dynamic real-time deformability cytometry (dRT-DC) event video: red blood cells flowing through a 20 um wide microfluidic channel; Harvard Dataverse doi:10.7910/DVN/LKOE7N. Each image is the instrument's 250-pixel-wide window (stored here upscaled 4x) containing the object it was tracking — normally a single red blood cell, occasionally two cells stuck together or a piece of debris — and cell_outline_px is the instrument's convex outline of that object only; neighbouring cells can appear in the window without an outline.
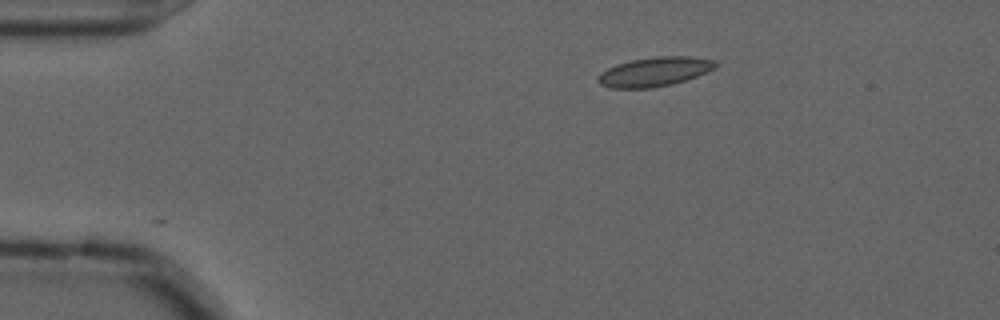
{"species": "common noctule bat (a hibernating species)", "species_latin": "Nyctalus noctula", "temperature_condition": "cold", "stored_images_in_passage": 21, "camera_frame_rate_fps": 3000, "um_per_image_px": 0.085, "animal": {"sex": "male", "forearm_length_mm": 52.5}, "frame": {"image": 1, "passage_image": 1, "time_ms": 0.0, "image_size_px": [1000, 320], "cell_outline_px": [[716, 64], [712, 68], [696, 76], [672, 84], [652, 88], [612, 88], [600, 84], [596, 80], [596, 76], [600, 72], [616, 64], [632, 60], [656, 56], [688, 56], [716, 60]], "centroid_in_image_um": [55.56, 6.1], "position_along_channel_um": 29.4, "area_um2": 19.88}}
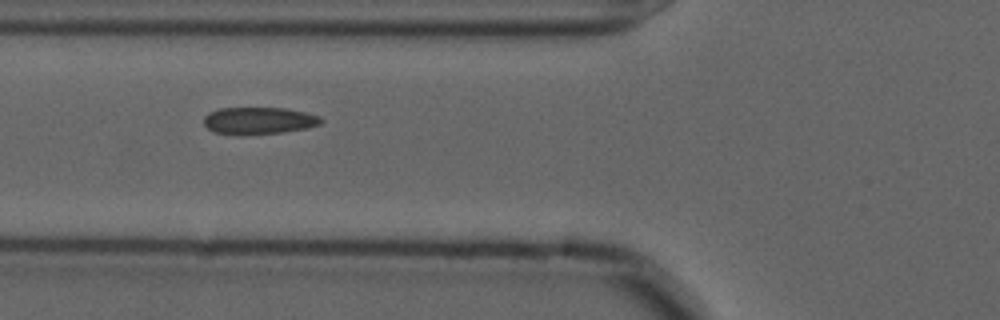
{"frame": {"image": 2, "passage_image": 12, "time_ms": 3.667, "image_size_px": [1000, 320], "cell_outline_px": [[324, 120], [320, 124], [308, 128], [284, 132], [216, 132], [208, 128], [204, 124], [204, 116], [208, 112], [220, 108], [284, 108], [304, 112], [320, 116]], "centroid_in_image_um": [22.05, 10.21], "position_along_channel_um": 103.7, "area_um2": 17.74}}
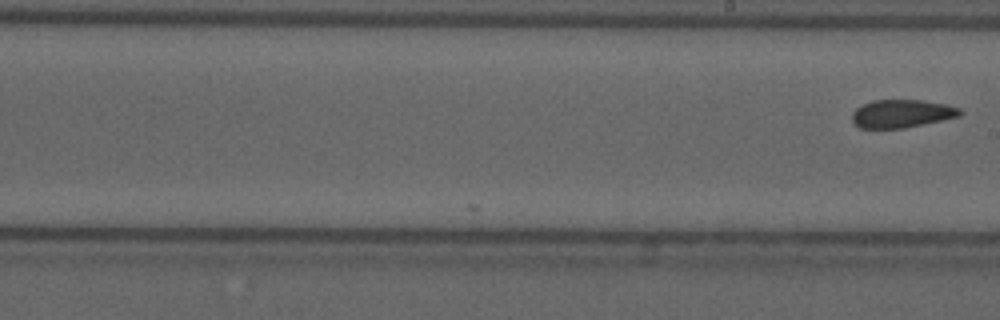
{"frame": {"image": 3, "passage_image": 21, "time_ms": 6.667, "image_size_px": [1000, 320], "cell_outline_px": [[964, 112], [960, 116], [944, 120], [904, 128], [860, 128], [852, 120], [852, 112], [856, 108], [872, 100], [924, 100], [944, 104], [960, 108]], "centroid_in_image_um": [76.67, 9.66], "position_along_channel_um": 212.3, "area_um2": 17.69}}